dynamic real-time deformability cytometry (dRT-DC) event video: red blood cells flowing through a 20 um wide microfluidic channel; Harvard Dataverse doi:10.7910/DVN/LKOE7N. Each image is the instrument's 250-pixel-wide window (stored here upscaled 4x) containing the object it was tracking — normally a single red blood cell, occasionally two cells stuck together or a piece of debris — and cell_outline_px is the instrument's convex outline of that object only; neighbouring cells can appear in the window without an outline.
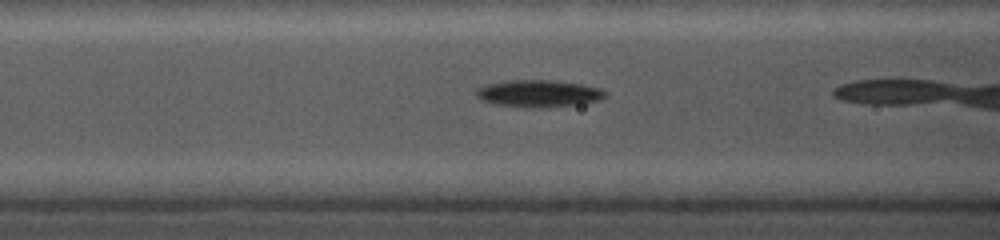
{"species": "common noctule bat (a hibernating species)", "species_latin": "Nyctalus noctula", "temperature_condition": "cold", "stored_images_in_passage": 28, "camera_frame_rate_fps": 5000, "um_per_image_px": 0.085, "animal": {"sex": "female", "body_mass_g": 19.0, "forearm_length_mm": 56.7}, "frame": {"image": 1, "passage_image": 4, "time_ms": 1.2, "image_size_px": [1000, 240], "cell_outline_px": [[608, 96], [596, 100], [580, 104], [540, 108], [524, 108], [496, 104], [480, 100], [476, 96], [476, 88], [488, 84], [508, 80], [552, 80], [584, 84], [600, 88], [608, 92]], "centroid_in_image_um": [45.79, 7.95], "position_along_channel_um": 120.8, "area_um2": 20.63}}
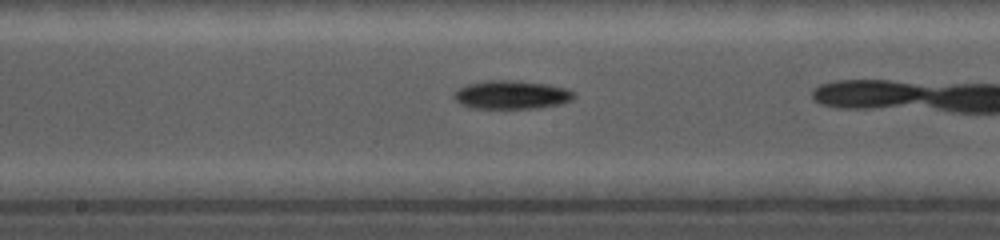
{"frame": {"image": 2, "passage_image": 10, "time_ms": 3.4, "image_size_px": [1000, 240], "cell_outline_px": [[576, 96], [572, 100], [560, 104], [540, 108], [472, 108], [460, 104], [452, 96], [460, 88], [468, 84], [484, 80], [508, 80], [548, 84], [564, 88], [576, 92]], "centroid_in_image_um": [43.5, 8.06], "position_along_channel_um": 204.7, "area_um2": 19.94}}